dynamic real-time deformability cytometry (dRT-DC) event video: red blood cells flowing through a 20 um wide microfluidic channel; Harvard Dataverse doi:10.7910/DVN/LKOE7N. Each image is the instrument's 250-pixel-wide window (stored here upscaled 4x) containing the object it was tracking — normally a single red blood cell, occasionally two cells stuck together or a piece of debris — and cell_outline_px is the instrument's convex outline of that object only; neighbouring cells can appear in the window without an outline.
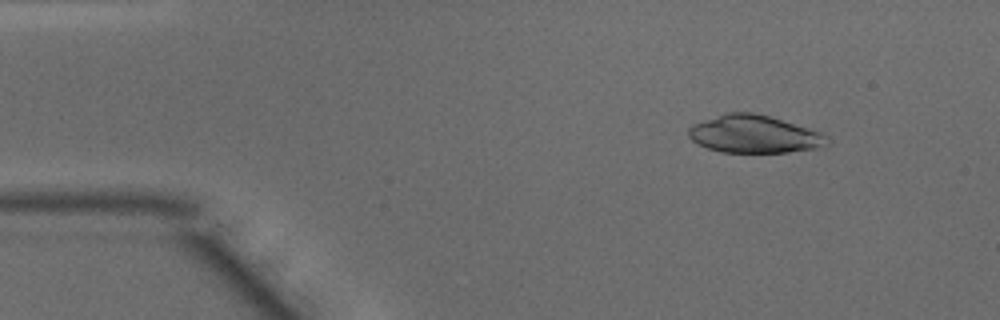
{"species": "common noctule bat (a hibernating species)", "species_latin": "Nyctalus noctula", "temperature_condition": "warm", "stored_images_in_passage": 44, "camera_frame_rate_fps": 3000, "um_per_image_px": 0.085, "animal": {"sex": "male", "body_mass_g": 15.6}, "frame": {"image": 1, "passage_image": 2, "time_ms": 0.333, "image_size_px": [1000, 320], "cell_outline_px": [[832, 144], [812, 148], [788, 152], [720, 152], [708, 148], [692, 140], [688, 136], [688, 128], [692, 124], [724, 112], [752, 112], [768, 116], [820, 132], [828, 136]], "centroid_in_image_um": [64.08, 11.4], "position_along_channel_um": 20.9, "area_um2": 30.29}}
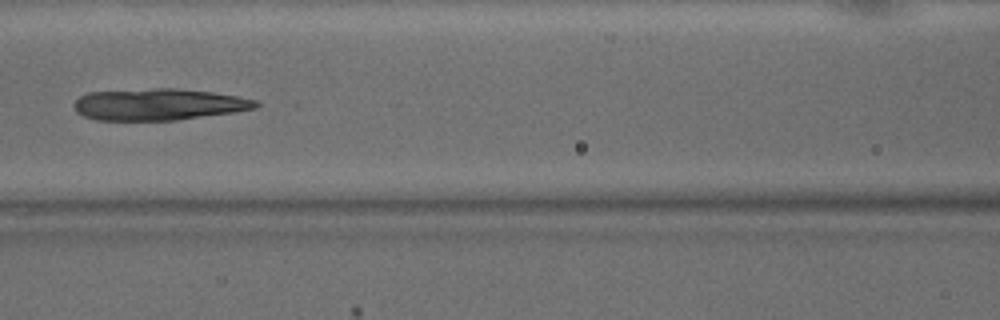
{"frame": {"image": 2, "passage_image": 17, "time_ms": 5.333, "image_size_px": [1000, 320], "cell_outline_px": [[260, 104], [256, 108], [236, 112], [176, 120], [96, 120], [84, 116], [76, 112], [72, 104], [80, 96], [88, 92], [156, 88], [176, 88], [212, 92], [240, 96], [256, 100]], "centroid_in_image_um": [13.49, 8.87], "position_along_channel_um": 153.1, "area_um2": 33.7}}
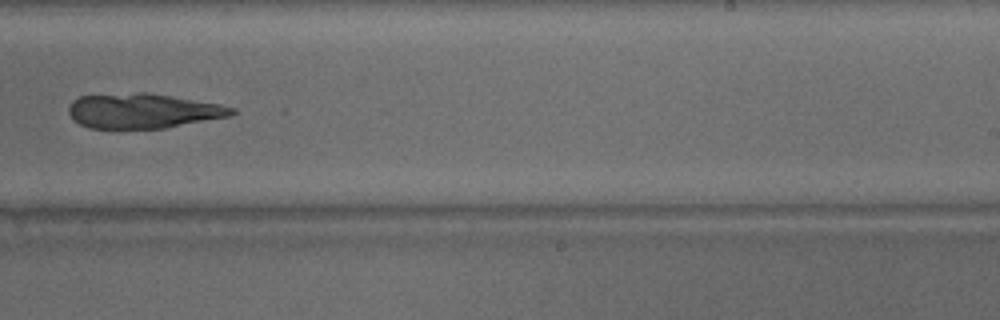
{"frame": {"image": 3, "passage_image": 26, "time_ms": 8.333, "image_size_px": [1000, 320], "cell_outline_px": [[236, 112], [228, 116], [164, 128], [88, 128], [80, 124], [68, 112], [68, 108], [72, 100], [80, 96], [140, 92], [148, 92], [220, 104], [236, 108]], "centroid_in_image_um": [12.14, 9.41], "position_along_channel_um": 276.9, "area_um2": 32.83}}